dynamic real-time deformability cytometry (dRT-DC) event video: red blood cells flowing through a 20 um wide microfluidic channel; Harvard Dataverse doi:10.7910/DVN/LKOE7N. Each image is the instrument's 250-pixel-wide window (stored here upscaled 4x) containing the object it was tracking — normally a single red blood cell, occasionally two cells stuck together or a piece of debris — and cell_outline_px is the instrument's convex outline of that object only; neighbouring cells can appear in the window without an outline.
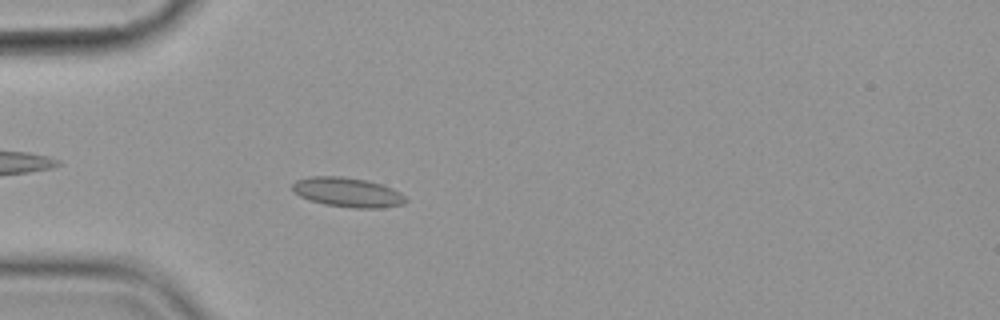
{"species": "common noctule bat (a hibernating species)", "species_latin": "Nyctalus noctula", "temperature_condition": "cold", "stored_images_in_passage": 57, "camera_frame_rate_fps": 3000, "um_per_image_px": 0.085, "animal": {"sex": "female", "body_mass_g": 19.9}, "frame": {"image": 1, "passage_image": 17, "time_ms": 5.333, "image_size_px": [1000, 320], "cell_outline_px": [[408, 200], [404, 204], [380, 208], [352, 208], [324, 204], [308, 200], [300, 196], [292, 188], [292, 184], [296, 180], [312, 176], [336, 176], [368, 180], [392, 188], [400, 192]], "centroid_in_image_um": [29.56, 16.35], "position_along_channel_um": 55.4, "area_um2": 19.48}}
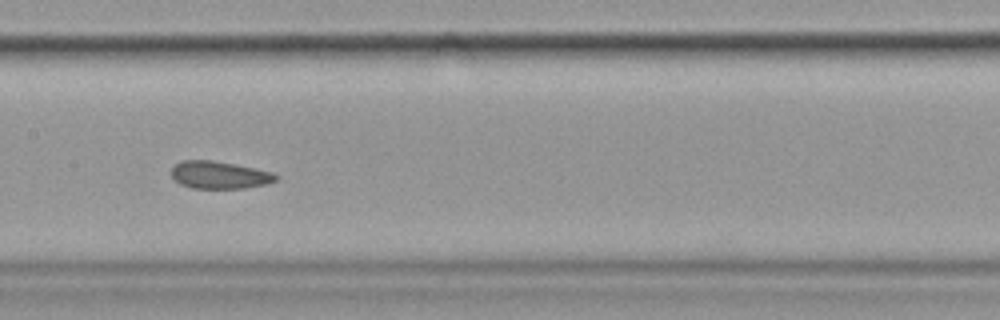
{"frame": {"image": 2, "passage_image": 29, "time_ms": 9.333, "image_size_px": [1000, 320], "cell_outline_px": [[280, 176], [276, 180], [264, 184], [244, 188], [192, 188], [180, 184], [172, 176], [172, 168], [180, 160], [212, 160], [272, 172]], "centroid_in_image_um": [18.63, 14.87], "position_along_channel_um": 188.8, "area_um2": 16.47}}
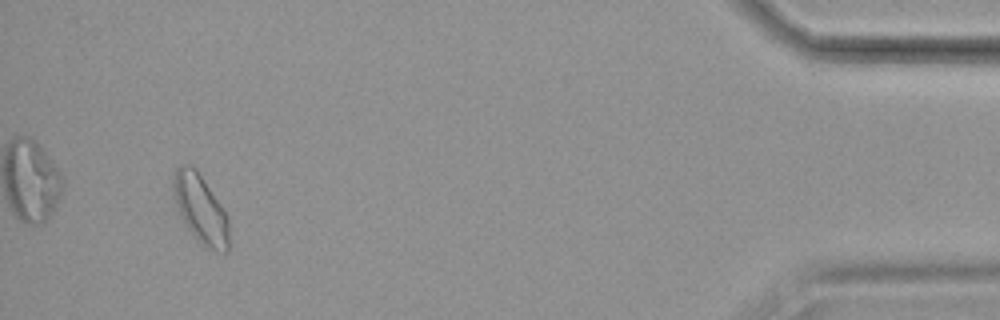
{"frame": {"image": 3, "passage_image": 54, "time_ms": 17.667, "image_size_px": [1000, 320], "cell_outline_px": [[232, 244], [228, 252], [216, 252], [200, 244], [188, 228], [180, 216], [176, 204], [172, 188], [176, 168], [180, 164], [188, 164], [196, 168], [228, 216]], "centroid_in_image_um": [17.09, 17.82], "position_along_channel_um": 418.1, "area_um2": 22.66}, "authors_computed_cell_mechanics": {"area_um2": 18.2648, "velocity_mm_per_s": 3.5412, "shape_relaxation_time_tau1_ms": null, "shape_relaxation_time_tau2_ms": 1.7912, "deformation_change_tau1": null, "deformation_change_tau2": 0.0576}}